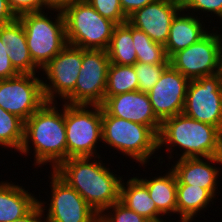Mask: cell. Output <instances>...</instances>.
Here are the masks:
<instances>
[{
	"instance_id": "cell-28",
	"label": "cell",
	"mask_w": 222,
	"mask_h": 222,
	"mask_svg": "<svg viewBox=\"0 0 222 222\" xmlns=\"http://www.w3.org/2000/svg\"><path fill=\"white\" fill-rule=\"evenodd\" d=\"M169 65L135 63L133 66L138 79V90L148 93Z\"/></svg>"
},
{
	"instance_id": "cell-3",
	"label": "cell",
	"mask_w": 222,
	"mask_h": 222,
	"mask_svg": "<svg viewBox=\"0 0 222 222\" xmlns=\"http://www.w3.org/2000/svg\"><path fill=\"white\" fill-rule=\"evenodd\" d=\"M163 145L170 155L174 151L173 148H182V153L176 154L180 159L222 156V132L213 125L181 113L161 122L158 149H162Z\"/></svg>"
},
{
	"instance_id": "cell-13",
	"label": "cell",
	"mask_w": 222,
	"mask_h": 222,
	"mask_svg": "<svg viewBox=\"0 0 222 222\" xmlns=\"http://www.w3.org/2000/svg\"><path fill=\"white\" fill-rule=\"evenodd\" d=\"M51 178V198L47 208L48 222H99L97 214L82 196L53 170Z\"/></svg>"
},
{
	"instance_id": "cell-11",
	"label": "cell",
	"mask_w": 222,
	"mask_h": 222,
	"mask_svg": "<svg viewBox=\"0 0 222 222\" xmlns=\"http://www.w3.org/2000/svg\"><path fill=\"white\" fill-rule=\"evenodd\" d=\"M81 65L82 48L67 44L41 69L49 81L42 79L46 102L64 101L74 91Z\"/></svg>"
},
{
	"instance_id": "cell-8",
	"label": "cell",
	"mask_w": 222,
	"mask_h": 222,
	"mask_svg": "<svg viewBox=\"0 0 222 222\" xmlns=\"http://www.w3.org/2000/svg\"><path fill=\"white\" fill-rule=\"evenodd\" d=\"M109 65L107 51L82 49V65L75 89L63 102L70 105H102Z\"/></svg>"
},
{
	"instance_id": "cell-39",
	"label": "cell",
	"mask_w": 222,
	"mask_h": 222,
	"mask_svg": "<svg viewBox=\"0 0 222 222\" xmlns=\"http://www.w3.org/2000/svg\"><path fill=\"white\" fill-rule=\"evenodd\" d=\"M193 219H185V218H180V222H192ZM158 222H164V220L158 221Z\"/></svg>"
},
{
	"instance_id": "cell-38",
	"label": "cell",
	"mask_w": 222,
	"mask_h": 222,
	"mask_svg": "<svg viewBox=\"0 0 222 222\" xmlns=\"http://www.w3.org/2000/svg\"><path fill=\"white\" fill-rule=\"evenodd\" d=\"M219 71L220 77L222 78V34H219Z\"/></svg>"
},
{
	"instance_id": "cell-32",
	"label": "cell",
	"mask_w": 222,
	"mask_h": 222,
	"mask_svg": "<svg viewBox=\"0 0 222 222\" xmlns=\"http://www.w3.org/2000/svg\"><path fill=\"white\" fill-rule=\"evenodd\" d=\"M8 5L16 17L26 13L42 12L46 8L51 11L46 0H8Z\"/></svg>"
},
{
	"instance_id": "cell-17",
	"label": "cell",
	"mask_w": 222,
	"mask_h": 222,
	"mask_svg": "<svg viewBox=\"0 0 222 222\" xmlns=\"http://www.w3.org/2000/svg\"><path fill=\"white\" fill-rule=\"evenodd\" d=\"M171 169L177 177V184L194 185L207 189L214 197L218 193V176L222 166V156L179 158ZM211 162V163H210ZM217 186V187H216ZM217 189V190H216Z\"/></svg>"
},
{
	"instance_id": "cell-7",
	"label": "cell",
	"mask_w": 222,
	"mask_h": 222,
	"mask_svg": "<svg viewBox=\"0 0 222 222\" xmlns=\"http://www.w3.org/2000/svg\"><path fill=\"white\" fill-rule=\"evenodd\" d=\"M65 130L67 159L100 156L96 148L102 141V106L65 103Z\"/></svg>"
},
{
	"instance_id": "cell-4",
	"label": "cell",
	"mask_w": 222,
	"mask_h": 222,
	"mask_svg": "<svg viewBox=\"0 0 222 222\" xmlns=\"http://www.w3.org/2000/svg\"><path fill=\"white\" fill-rule=\"evenodd\" d=\"M67 43L82 49L107 51L117 24L101 16L87 0L62 10Z\"/></svg>"
},
{
	"instance_id": "cell-15",
	"label": "cell",
	"mask_w": 222,
	"mask_h": 222,
	"mask_svg": "<svg viewBox=\"0 0 222 222\" xmlns=\"http://www.w3.org/2000/svg\"><path fill=\"white\" fill-rule=\"evenodd\" d=\"M180 10L181 0H157L136 10L128 17V23L165 46L172 20Z\"/></svg>"
},
{
	"instance_id": "cell-20",
	"label": "cell",
	"mask_w": 222,
	"mask_h": 222,
	"mask_svg": "<svg viewBox=\"0 0 222 222\" xmlns=\"http://www.w3.org/2000/svg\"><path fill=\"white\" fill-rule=\"evenodd\" d=\"M38 199L23 186L0 182V222H13L28 214Z\"/></svg>"
},
{
	"instance_id": "cell-22",
	"label": "cell",
	"mask_w": 222,
	"mask_h": 222,
	"mask_svg": "<svg viewBox=\"0 0 222 222\" xmlns=\"http://www.w3.org/2000/svg\"><path fill=\"white\" fill-rule=\"evenodd\" d=\"M139 179L146 185L149 196L155 202L162 218L166 214H177V177L171 168L163 176Z\"/></svg>"
},
{
	"instance_id": "cell-18",
	"label": "cell",
	"mask_w": 222,
	"mask_h": 222,
	"mask_svg": "<svg viewBox=\"0 0 222 222\" xmlns=\"http://www.w3.org/2000/svg\"><path fill=\"white\" fill-rule=\"evenodd\" d=\"M0 38L8 49L12 66L19 74H36L38 72L37 68L39 67L31 58L24 27L18 18L0 26Z\"/></svg>"
},
{
	"instance_id": "cell-34",
	"label": "cell",
	"mask_w": 222,
	"mask_h": 222,
	"mask_svg": "<svg viewBox=\"0 0 222 222\" xmlns=\"http://www.w3.org/2000/svg\"><path fill=\"white\" fill-rule=\"evenodd\" d=\"M45 202L38 201V204L24 217L17 219L13 222H48L47 218L45 217ZM44 216V217H43ZM43 218V220H42Z\"/></svg>"
},
{
	"instance_id": "cell-5",
	"label": "cell",
	"mask_w": 222,
	"mask_h": 222,
	"mask_svg": "<svg viewBox=\"0 0 222 222\" xmlns=\"http://www.w3.org/2000/svg\"><path fill=\"white\" fill-rule=\"evenodd\" d=\"M102 143L143 166L158 151V134L145 125L109 115L102 108Z\"/></svg>"
},
{
	"instance_id": "cell-19",
	"label": "cell",
	"mask_w": 222,
	"mask_h": 222,
	"mask_svg": "<svg viewBox=\"0 0 222 222\" xmlns=\"http://www.w3.org/2000/svg\"><path fill=\"white\" fill-rule=\"evenodd\" d=\"M184 12L183 9L180 10L172 20L167 43L164 46L168 58L174 53L195 44L209 32L205 28V24L202 25L201 18L196 15L194 17L189 12L187 14Z\"/></svg>"
},
{
	"instance_id": "cell-2",
	"label": "cell",
	"mask_w": 222,
	"mask_h": 222,
	"mask_svg": "<svg viewBox=\"0 0 222 222\" xmlns=\"http://www.w3.org/2000/svg\"><path fill=\"white\" fill-rule=\"evenodd\" d=\"M56 104L46 102L24 122V140L19 151L27 156L34 146L33 165L40 167L50 162L52 170L67 160L65 103L61 110H58Z\"/></svg>"
},
{
	"instance_id": "cell-6",
	"label": "cell",
	"mask_w": 222,
	"mask_h": 222,
	"mask_svg": "<svg viewBox=\"0 0 222 222\" xmlns=\"http://www.w3.org/2000/svg\"><path fill=\"white\" fill-rule=\"evenodd\" d=\"M52 11L57 12L56 18L48 17L44 10L17 17L24 27L31 58L40 71L68 44L62 10Z\"/></svg>"
},
{
	"instance_id": "cell-30",
	"label": "cell",
	"mask_w": 222,
	"mask_h": 222,
	"mask_svg": "<svg viewBox=\"0 0 222 222\" xmlns=\"http://www.w3.org/2000/svg\"><path fill=\"white\" fill-rule=\"evenodd\" d=\"M89 4L103 17L121 25L128 22L125 16L120 0H87Z\"/></svg>"
},
{
	"instance_id": "cell-14",
	"label": "cell",
	"mask_w": 222,
	"mask_h": 222,
	"mask_svg": "<svg viewBox=\"0 0 222 222\" xmlns=\"http://www.w3.org/2000/svg\"><path fill=\"white\" fill-rule=\"evenodd\" d=\"M189 81L169 65L147 93L153 112L161 122L183 112Z\"/></svg>"
},
{
	"instance_id": "cell-16",
	"label": "cell",
	"mask_w": 222,
	"mask_h": 222,
	"mask_svg": "<svg viewBox=\"0 0 222 222\" xmlns=\"http://www.w3.org/2000/svg\"><path fill=\"white\" fill-rule=\"evenodd\" d=\"M101 106L111 116L151 127L159 134L161 121L154 114L147 93L137 90L110 96Z\"/></svg>"
},
{
	"instance_id": "cell-27",
	"label": "cell",
	"mask_w": 222,
	"mask_h": 222,
	"mask_svg": "<svg viewBox=\"0 0 222 222\" xmlns=\"http://www.w3.org/2000/svg\"><path fill=\"white\" fill-rule=\"evenodd\" d=\"M24 140V121L0 106V146L20 151Z\"/></svg>"
},
{
	"instance_id": "cell-33",
	"label": "cell",
	"mask_w": 222,
	"mask_h": 222,
	"mask_svg": "<svg viewBox=\"0 0 222 222\" xmlns=\"http://www.w3.org/2000/svg\"><path fill=\"white\" fill-rule=\"evenodd\" d=\"M8 56V49L0 38V80L8 79L18 75Z\"/></svg>"
},
{
	"instance_id": "cell-31",
	"label": "cell",
	"mask_w": 222,
	"mask_h": 222,
	"mask_svg": "<svg viewBox=\"0 0 222 222\" xmlns=\"http://www.w3.org/2000/svg\"><path fill=\"white\" fill-rule=\"evenodd\" d=\"M182 9L184 11H192L191 14H196L193 12L207 13V17L215 15L222 20V0H181ZM192 9V10H191ZM201 10V11H200ZM209 15V16H208Z\"/></svg>"
},
{
	"instance_id": "cell-23",
	"label": "cell",
	"mask_w": 222,
	"mask_h": 222,
	"mask_svg": "<svg viewBox=\"0 0 222 222\" xmlns=\"http://www.w3.org/2000/svg\"><path fill=\"white\" fill-rule=\"evenodd\" d=\"M214 196L207 190L194 185L177 184V215L179 218L194 219L210 202Z\"/></svg>"
},
{
	"instance_id": "cell-29",
	"label": "cell",
	"mask_w": 222,
	"mask_h": 222,
	"mask_svg": "<svg viewBox=\"0 0 222 222\" xmlns=\"http://www.w3.org/2000/svg\"><path fill=\"white\" fill-rule=\"evenodd\" d=\"M146 221L147 220L143 216L137 214L133 210H130L120 201L115 202L99 215V222H146Z\"/></svg>"
},
{
	"instance_id": "cell-24",
	"label": "cell",
	"mask_w": 222,
	"mask_h": 222,
	"mask_svg": "<svg viewBox=\"0 0 222 222\" xmlns=\"http://www.w3.org/2000/svg\"><path fill=\"white\" fill-rule=\"evenodd\" d=\"M107 53L110 63L119 65H134L137 63L132 38V25L125 22L114 28Z\"/></svg>"
},
{
	"instance_id": "cell-9",
	"label": "cell",
	"mask_w": 222,
	"mask_h": 222,
	"mask_svg": "<svg viewBox=\"0 0 222 222\" xmlns=\"http://www.w3.org/2000/svg\"><path fill=\"white\" fill-rule=\"evenodd\" d=\"M182 113L222 132V78L219 73L189 81Z\"/></svg>"
},
{
	"instance_id": "cell-12",
	"label": "cell",
	"mask_w": 222,
	"mask_h": 222,
	"mask_svg": "<svg viewBox=\"0 0 222 222\" xmlns=\"http://www.w3.org/2000/svg\"><path fill=\"white\" fill-rule=\"evenodd\" d=\"M210 32L169 58L170 65L189 80L215 75L219 71V34Z\"/></svg>"
},
{
	"instance_id": "cell-21",
	"label": "cell",
	"mask_w": 222,
	"mask_h": 222,
	"mask_svg": "<svg viewBox=\"0 0 222 222\" xmlns=\"http://www.w3.org/2000/svg\"><path fill=\"white\" fill-rule=\"evenodd\" d=\"M137 177H131L125 182L126 184L122 180L119 201L146 220L155 222L163 220L162 214L157 210L155 202L149 196L146 185Z\"/></svg>"
},
{
	"instance_id": "cell-36",
	"label": "cell",
	"mask_w": 222,
	"mask_h": 222,
	"mask_svg": "<svg viewBox=\"0 0 222 222\" xmlns=\"http://www.w3.org/2000/svg\"><path fill=\"white\" fill-rule=\"evenodd\" d=\"M16 18L8 5V0H0V26L10 23Z\"/></svg>"
},
{
	"instance_id": "cell-35",
	"label": "cell",
	"mask_w": 222,
	"mask_h": 222,
	"mask_svg": "<svg viewBox=\"0 0 222 222\" xmlns=\"http://www.w3.org/2000/svg\"><path fill=\"white\" fill-rule=\"evenodd\" d=\"M157 0H120L121 8L128 18L136 10L143 8L147 4L153 3Z\"/></svg>"
},
{
	"instance_id": "cell-26",
	"label": "cell",
	"mask_w": 222,
	"mask_h": 222,
	"mask_svg": "<svg viewBox=\"0 0 222 222\" xmlns=\"http://www.w3.org/2000/svg\"><path fill=\"white\" fill-rule=\"evenodd\" d=\"M132 38L137 62L144 64H170L165 47L154 42L145 32L132 26Z\"/></svg>"
},
{
	"instance_id": "cell-10",
	"label": "cell",
	"mask_w": 222,
	"mask_h": 222,
	"mask_svg": "<svg viewBox=\"0 0 222 222\" xmlns=\"http://www.w3.org/2000/svg\"><path fill=\"white\" fill-rule=\"evenodd\" d=\"M36 74H18L0 80V106L24 122L45 103L41 78Z\"/></svg>"
},
{
	"instance_id": "cell-1",
	"label": "cell",
	"mask_w": 222,
	"mask_h": 222,
	"mask_svg": "<svg viewBox=\"0 0 222 222\" xmlns=\"http://www.w3.org/2000/svg\"><path fill=\"white\" fill-rule=\"evenodd\" d=\"M95 158L101 157L68 158L53 171L75 189L100 215L105 209L119 201L123 178L120 175L118 177L107 166L105 167L102 160L97 161Z\"/></svg>"
},
{
	"instance_id": "cell-25",
	"label": "cell",
	"mask_w": 222,
	"mask_h": 222,
	"mask_svg": "<svg viewBox=\"0 0 222 222\" xmlns=\"http://www.w3.org/2000/svg\"><path fill=\"white\" fill-rule=\"evenodd\" d=\"M138 90V79L133 65L110 63L106 81L104 101L122 93Z\"/></svg>"
},
{
	"instance_id": "cell-37",
	"label": "cell",
	"mask_w": 222,
	"mask_h": 222,
	"mask_svg": "<svg viewBox=\"0 0 222 222\" xmlns=\"http://www.w3.org/2000/svg\"><path fill=\"white\" fill-rule=\"evenodd\" d=\"M79 0H46L47 6L52 9L63 10L65 7L72 5Z\"/></svg>"
}]
</instances>
